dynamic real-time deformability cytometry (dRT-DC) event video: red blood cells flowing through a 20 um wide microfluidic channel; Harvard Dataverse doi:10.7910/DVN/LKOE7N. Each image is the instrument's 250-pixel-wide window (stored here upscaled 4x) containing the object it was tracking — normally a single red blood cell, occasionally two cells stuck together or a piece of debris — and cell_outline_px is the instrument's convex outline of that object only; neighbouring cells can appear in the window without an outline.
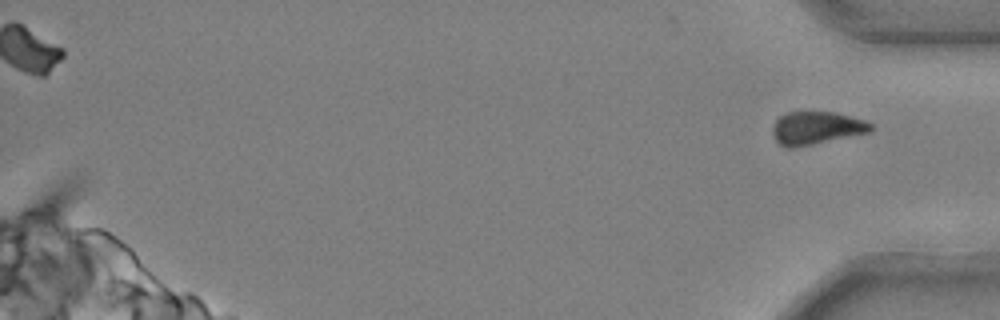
{"species": "common noctule bat (a hibernating species)", "species_latin": "Nyctalus noctula", "temperature_condition": "cold", "stored_images_in_passage": 42, "segment_of_instrument_passage": [2, 2], "camera_frame_rate_fps": 3000, "um_per_image_px": 0.085, "animal": {"sex": "male", "body_mass_g": 20.4}, "frame": {"image": 1, "passage_image": 42, "time_ms": 13.667, "image_size_px": [1000, 320], "cell_outline_px": [[872, 132], [796, 148], [784, 148], [772, 136], [772, 128], [776, 120], [780, 116], [788, 112], [836, 112], [864, 120], [872, 124]], "centroid_in_image_um": [69.39, 10.9], "position_along_channel_um": 365.8, "area_um2": 19.07}}